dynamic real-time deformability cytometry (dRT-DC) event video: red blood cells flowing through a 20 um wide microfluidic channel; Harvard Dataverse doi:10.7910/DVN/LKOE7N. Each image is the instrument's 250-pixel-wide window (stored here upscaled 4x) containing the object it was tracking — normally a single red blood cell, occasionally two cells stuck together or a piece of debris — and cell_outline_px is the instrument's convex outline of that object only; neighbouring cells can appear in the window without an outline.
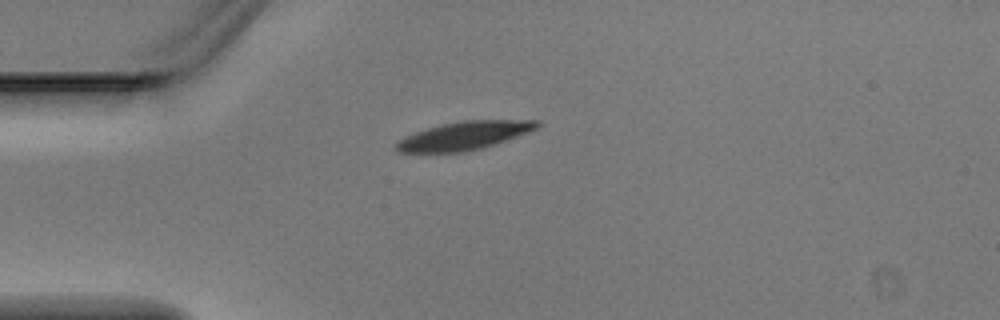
{"species": "Egyptian fruit bat (a non-hibernating species)", "species_latin": "Rousettus aegyptiacus", "temperature_condition": "warm", "stored_images_in_passage": 1, "camera_frame_rate_fps": 3000, "um_per_image_px": 0.085, "animal": {"sex": "male"}, "frame": {"image": 1, "passage_image": 1, "time_ms": 0.0, "image_size_px": [1000, 320], "cell_outline_px": [[540, 128], [480, 148], [464, 152], [400, 152], [392, 144], [404, 136], [440, 124], [460, 120], [540, 120]], "centroid_in_image_um": [39.43, 11.51], "position_along_channel_um": 45.6, "area_um2": 23.06}}